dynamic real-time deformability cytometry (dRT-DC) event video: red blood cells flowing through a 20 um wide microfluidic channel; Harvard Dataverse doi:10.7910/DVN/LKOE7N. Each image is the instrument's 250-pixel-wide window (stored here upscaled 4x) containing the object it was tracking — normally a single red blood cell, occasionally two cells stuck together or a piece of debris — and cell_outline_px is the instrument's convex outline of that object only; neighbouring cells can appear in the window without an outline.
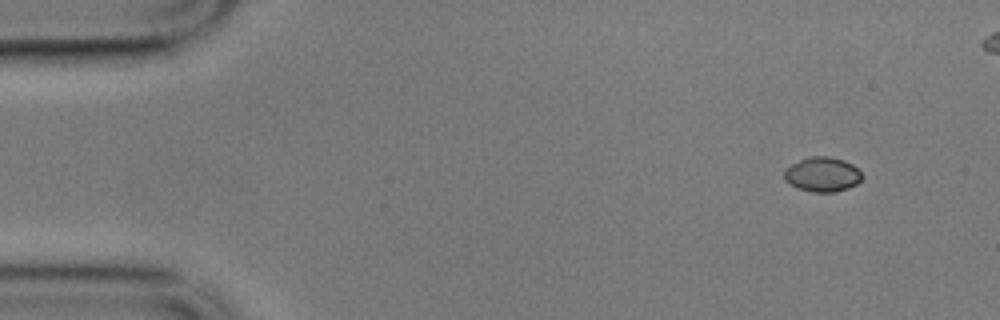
{"species": "common noctule bat (a hibernating species)", "species_latin": "Nyctalus noctula", "temperature_condition": "cold", "stored_images_in_passage": 5, "camera_frame_rate_fps": 3000, "um_per_image_px": 0.085, "animal": {"sex": "male", "body_mass_g": 17.9}, "frame": {"image": 1, "passage_image": 1, "time_ms": 0.0, "image_size_px": [1000, 320], "cell_outline_px": [[864, 176], [856, 184], [848, 188], [836, 192], [812, 192], [796, 188], [784, 180], [784, 172], [792, 164], [808, 156], [828, 156], [844, 160], [852, 164]], "centroid_in_image_um": [69.9, 14.83], "position_along_channel_um": 15.1, "area_um2": 15.72}}